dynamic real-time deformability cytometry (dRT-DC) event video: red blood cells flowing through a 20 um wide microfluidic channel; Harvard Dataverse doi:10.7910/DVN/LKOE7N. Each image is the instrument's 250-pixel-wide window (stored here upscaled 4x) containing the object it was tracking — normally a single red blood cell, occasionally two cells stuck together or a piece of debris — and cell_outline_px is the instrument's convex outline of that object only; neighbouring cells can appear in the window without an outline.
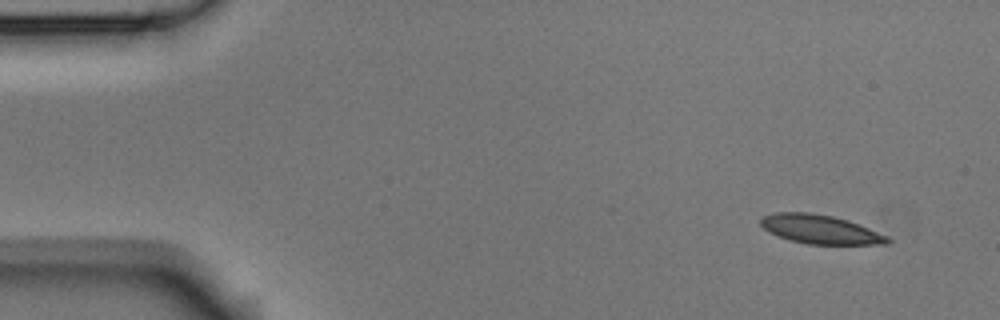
{"species": "Egyptian fruit bat (a non-hibernating species)", "species_latin": "Rousettus aegyptiacus", "temperature_condition": "room temperature", "stored_images_in_passage": 4, "camera_frame_rate_fps": 3000, "um_per_image_px": 0.085, "animal": {"sex": "male"}, "frame": {"image": 1, "passage_image": 1, "time_ms": 0.0, "image_size_px": [1000, 320], "cell_outline_px": [[892, 240], [888, 244], [808, 244], [788, 240], [768, 232], [760, 224], [760, 220], [764, 216], [776, 212], [808, 212], [832, 216], [848, 220], [860, 224], [888, 236]], "centroid_in_image_um": [69.73, 19.49], "position_along_channel_um": 15.3, "area_um2": 21.44}}
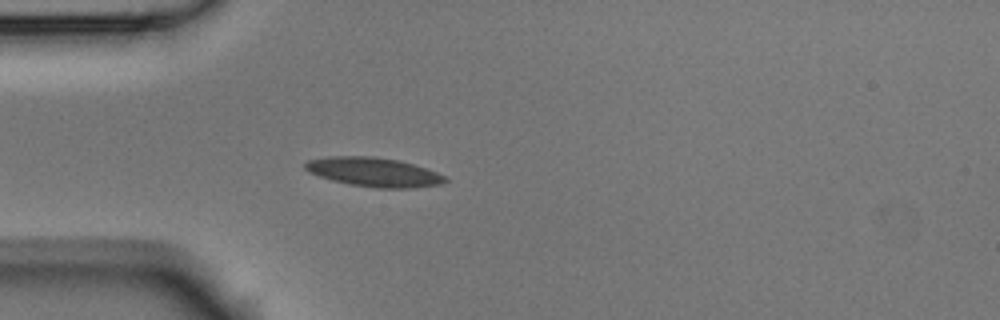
{"frame": {"image": 2, "passage_image": 4, "time_ms": 1.0, "image_size_px": [1000, 320], "cell_outline_px": [[448, 180], [440, 184], [416, 188], [376, 188], [348, 184], [332, 180], [308, 172], [304, 168], [304, 164], [308, 160], [328, 156], [372, 156], [400, 160], [448, 176]], "centroid_in_image_um": [31.77, 14.63], "position_along_channel_um": 53.2, "area_um2": 23.87}}